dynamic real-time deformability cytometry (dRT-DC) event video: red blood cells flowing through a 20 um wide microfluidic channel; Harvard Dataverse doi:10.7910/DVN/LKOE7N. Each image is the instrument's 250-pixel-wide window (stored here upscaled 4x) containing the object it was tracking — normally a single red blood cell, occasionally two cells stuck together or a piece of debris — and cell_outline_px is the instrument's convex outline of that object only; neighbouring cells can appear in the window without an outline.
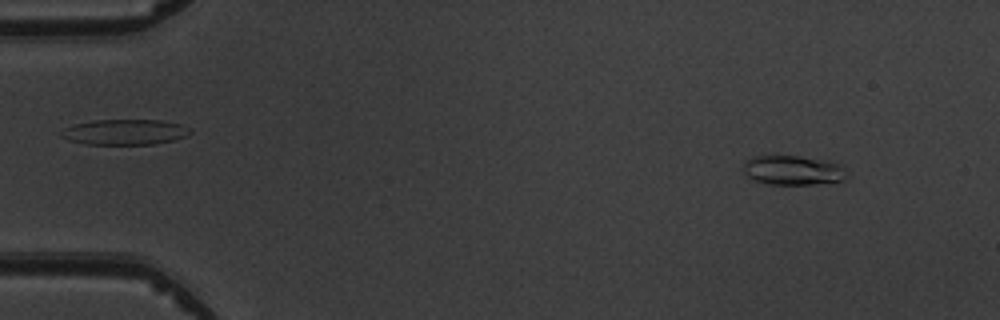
{"species": "common noctule bat (a hibernating species)", "species_latin": "Nyctalus noctula", "temperature_condition": "warm", "stored_images_in_passage": 4, "camera_frame_rate_fps": 3000, "um_per_image_px": 0.085, "animal": {"sex": "male", "body_mass_g": 19.5, "forearm_length_mm": 54.6}, "frame": {"image": 1, "passage_image": 2, "time_ms": 1.333, "image_size_px": [1000, 320], "cell_outline_px": [[848, 176], [844, 180], [812, 184], [768, 184], [752, 180], [744, 172], [744, 164], [752, 156], [800, 156], [828, 160], [840, 164], [844, 168]], "centroid_in_image_um": [67.43, 14.47], "position_along_channel_um": 17.6, "area_um2": 17.8}}